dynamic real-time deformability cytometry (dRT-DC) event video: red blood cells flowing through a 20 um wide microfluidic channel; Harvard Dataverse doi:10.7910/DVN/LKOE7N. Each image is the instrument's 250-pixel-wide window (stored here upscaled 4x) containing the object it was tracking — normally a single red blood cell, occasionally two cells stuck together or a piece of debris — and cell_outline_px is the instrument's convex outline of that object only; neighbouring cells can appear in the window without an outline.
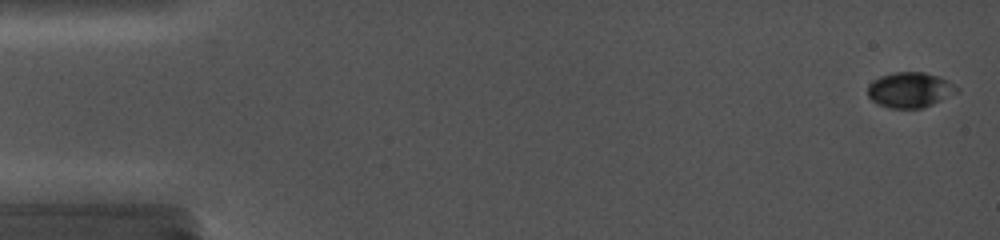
{"species": "common noctule bat (a hibernating species)", "species_latin": "Nyctalus noctula", "temperature_condition": "cold", "stored_images_in_passage": 38, "camera_frame_rate_fps": 5000, "um_per_image_px": 0.085, "animal": {"sex": "female", "body_mass_g": 19.0, "forearm_length_mm": 56.7}, "frame": {"image": 1, "passage_image": 2, "time_ms": 0.2, "image_size_px": [1000, 240], "cell_outline_px": [[960, 92], [932, 104], [920, 108], [892, 108], [876, 104], [868, 96], [868, 84], [872, 80], [880, 76], [896, 72], [924, 72], [940, 76], [948, 80], [960, 88]], "centroid_in_image_um": [77.37, 7.63], "position_along_channel_um": 7.6, "area_um2": 18.55}}
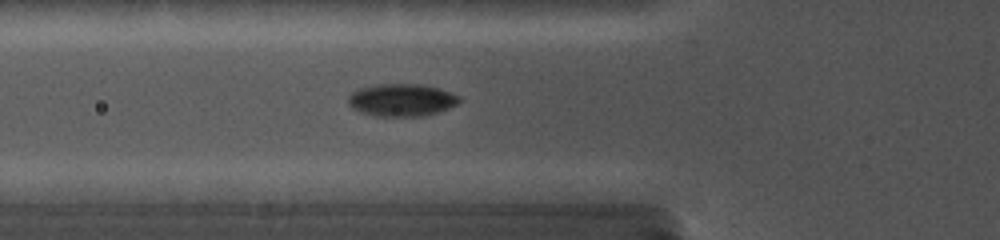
{"frame": {"image": 2, "passage_image": 29, "time_ms": 6.2, "image_size_px": [1000, 240], "cell_outline_px": [[464, 100], [448, 108], [424, 116], [376, 116], [360, 112], [352, 108], [348, 104], [348, 96], [352, 92], [360, 88], [380, 84], [420, 84], [440, 88], [460, 96]], "centroid_in_image_um": [34.15, 8.5], "position_along_channel_um": 91.7, "area_um2": 21.1}}
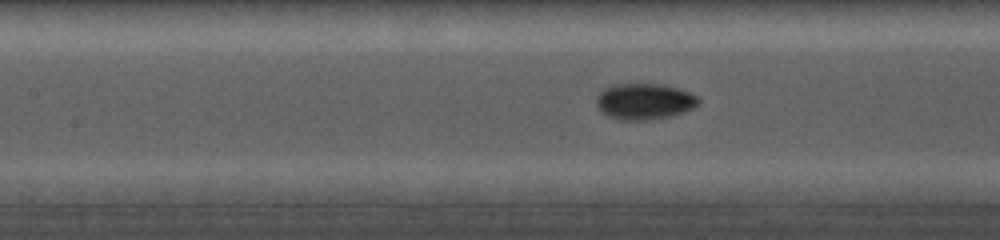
{"frame": {"image": 3, "passage_image": 37, "time_ms": 7.8, "image_size_px": [1000, 240], "cell_outline_px": [[700, 104], [692, 108], [668, 116], [648, 120], [620, 120], [608, 116], [600, 112], [596, 104], [596, 96], [604, 88], [612, 84], [664, 84], [700, 96]], "centroid_in_image_um": [54.74, 8.61], "position_along_channel_um": 152.7, "area_um2": 21.56}}